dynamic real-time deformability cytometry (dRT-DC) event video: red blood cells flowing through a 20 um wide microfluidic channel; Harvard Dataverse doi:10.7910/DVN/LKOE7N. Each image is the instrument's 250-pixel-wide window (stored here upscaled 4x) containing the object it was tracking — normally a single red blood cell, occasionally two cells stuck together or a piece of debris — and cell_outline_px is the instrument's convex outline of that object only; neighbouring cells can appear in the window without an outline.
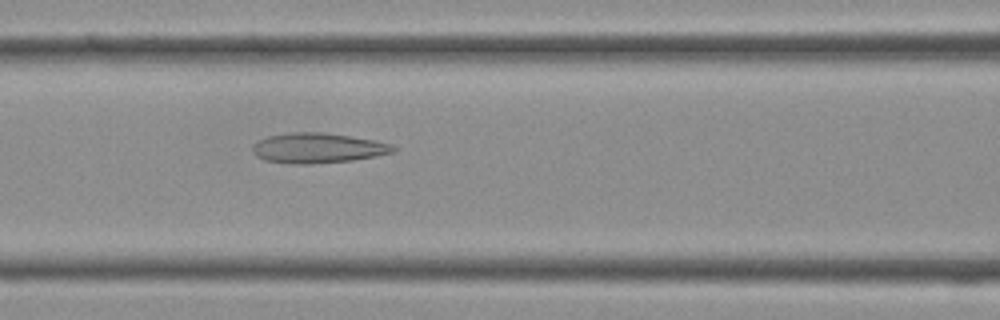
{"species": "Egyptian fruit bat (a non-hibernating species)", "species_latin": "Rousettus aegyptiacus", "temperature_condition": "cold", "stored_images_in_passage": 35, "camera_frame_rate_fps": 3000, "um_per_image_px": 0.085, "frame": {"image": 1, "passage_image": 13, "time_ms": 4.0, "image_size_px": [1000, 320], "cell_outline_px": [[396, 152], [376, 156], [352, 160], [312, 164], [296, 164], [264, 160], [256, 156], [252, 152], [252, 144], [268, 136], [292, 132], [324, 132], [376, 140], [392, 144], [396, 148]], "centroid_in_image_um": [27.03, 12.58], "position_along_channel_um": 139.6, "area_um2": 24.8}}
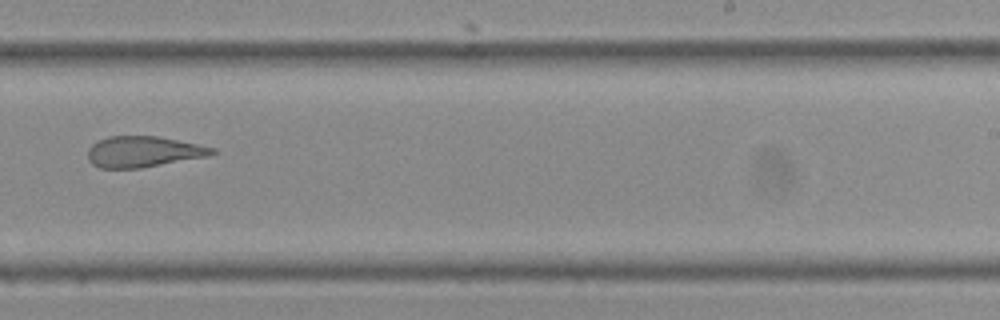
{"frame": {"image": 2, "passage_image": 21, "time_ms": 6.667, "image_size_px": [1000, 320], "cell_outline_px": [[216, 152], [208, 156], [140, 168], [100, 168], [92, 164], [88, 160], [88, 148], [92, 144], [108, 136], [156, 136], [216, 148]], "centroid_in_image_um": [12.15, 12.9], "position_along_channel_um": 276.8, "area_um2": 22.2}}
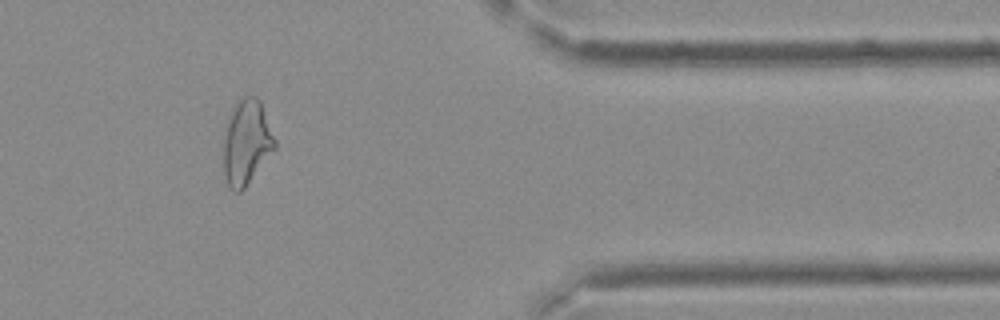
{"frame": {"image": 3, "passage_image": 29, "time_ms": 9.333, "image_size_px": [1000, 320], "cell_outline_px": [[276, 148], [244, 188], [240, 192], [236, 192], [228, 184], [224, 172], [224, 140], [228, 124], [232, 112], [240, 96], [256, 96], [260, 100], [276, 140]], "centroid_in_image_um": [20.99, 12.09], "position_along_channel_um": 390.4, "area_um2": 24.85}}